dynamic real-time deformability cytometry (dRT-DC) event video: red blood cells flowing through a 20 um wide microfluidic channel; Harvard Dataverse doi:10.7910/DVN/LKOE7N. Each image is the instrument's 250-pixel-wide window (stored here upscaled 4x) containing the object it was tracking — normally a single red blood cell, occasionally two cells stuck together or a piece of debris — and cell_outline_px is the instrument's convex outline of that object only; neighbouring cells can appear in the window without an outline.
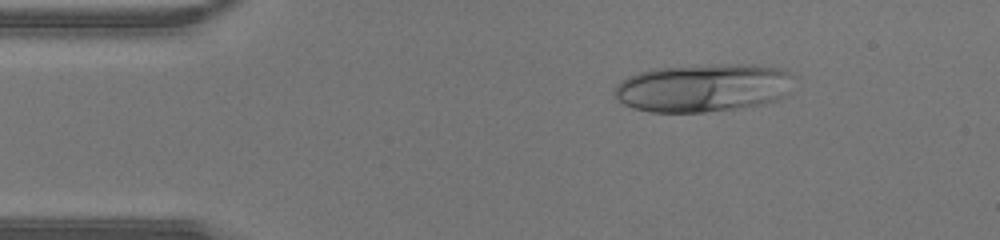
{"species": "human", "species_latin": "Homo sapiens", "temperature_condition": "warm", "stored_images_in_passage": 43, "camera_frame_rate_fps": 3000, "um_per_image_px": 0.085, "donor": {"sex": "male"}, "frame": {"image": 1, "passage_image": 6, "time_ms": 1.667, "image_size_px": [1000, 240], "cell_outline_px": [[800, 76], [784, 96], [776, 100], [760, 104], [736, 108], [704, 112], [648, 112], [632, 108], [624, 104], [612, 92], [612, 88], [620, 80], [628, 76], [640, 72], [656, 68], [696, 64], [752, 64], [780, 68]], "centroid_in_image_um": [59.8, 7.44], "position_along_channel_um": 25.2, "area_um2": 51.27}}
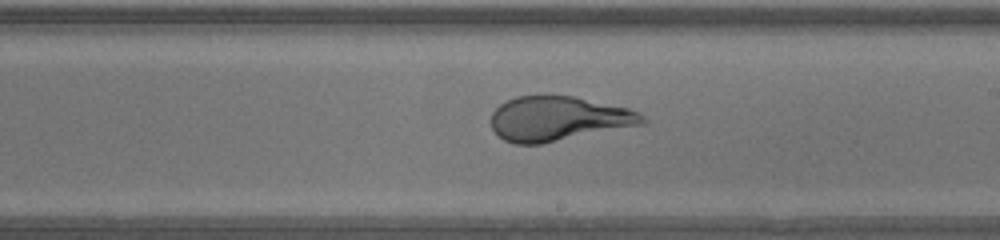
{"frame": {"image": 2, "passage_image": 24, "time_ms": 7.667, "image_size_px": [1000, 240], "cell_outline_px": [[648, 120], [644, 124], [540, 144], [516, 144], [504, 140], [492, 128], [492, 112], [504, 100], [516, 96], [572, 96], [628, 108], [640, 112]], "centroid_in_image_um": [47.46, 10.08], "position_along_channel_um": 241.5, "area_um2": 39.07}}
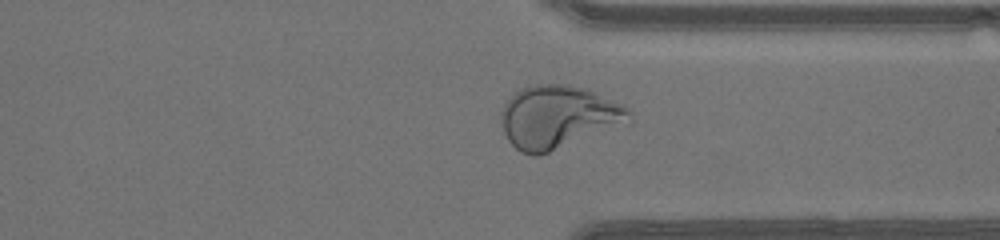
{"frame": {"image": 3, "passage_image": 32, "time_ms": 10.333, "image_size_px": [1000, 240], "cell_outline_px": [[632, 124], [536, 156], [532, 156], [520, 152], [508, 140], [504, 132], [500, 116], [500, 112], [504, 104], [520, 88], [536, 84], [564, 84], [588, 88], [628, 108], [632, 112]], "centroid_in_image_um": [47.5, 9.95], "position_along_channel_um": 363.9, "area_um2": 47.57}}